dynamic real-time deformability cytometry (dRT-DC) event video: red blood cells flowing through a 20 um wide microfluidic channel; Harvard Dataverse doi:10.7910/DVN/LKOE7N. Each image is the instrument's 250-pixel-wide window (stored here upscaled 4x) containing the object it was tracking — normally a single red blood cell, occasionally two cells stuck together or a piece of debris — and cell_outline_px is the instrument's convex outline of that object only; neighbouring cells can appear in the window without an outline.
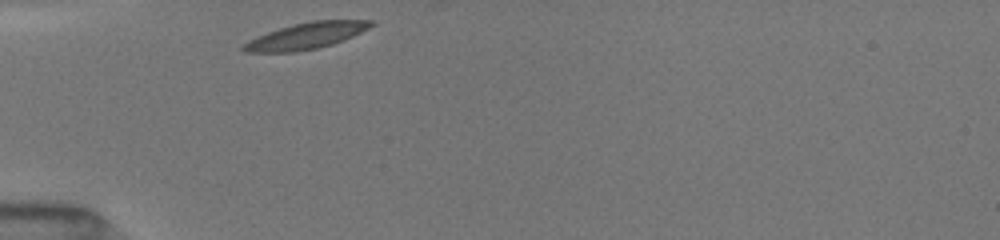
{"species": "common noctule bat (a hibernating species)", "species_latin": "Nyctalus noctula", "temperature_condition": "room temperature", "stored_images_in_passage": 5, "camera_frame_rate_fps": 3000, "um_per_image_px": 0.085, "animal": {"sex": "female", "body_mass_g": 19.5, "forearm_length_mm": 54.1}, "frame": {"image": 1, "passage_image": 1, "time_ms": 0.0, "image_size_px": [1000, 240], "cell_outline_px": [[376, 24], [352, 36], [332, 44], [316, 48], [296, 52], [244, 52], [240, 48], [248, 40], [256, 36], [292, 24], [312, 20], [372, 20]], "centroid_in_image_um": [25.99, 3.04], "position_along_channel_um": 59.0, "area_um2": 19.48}}